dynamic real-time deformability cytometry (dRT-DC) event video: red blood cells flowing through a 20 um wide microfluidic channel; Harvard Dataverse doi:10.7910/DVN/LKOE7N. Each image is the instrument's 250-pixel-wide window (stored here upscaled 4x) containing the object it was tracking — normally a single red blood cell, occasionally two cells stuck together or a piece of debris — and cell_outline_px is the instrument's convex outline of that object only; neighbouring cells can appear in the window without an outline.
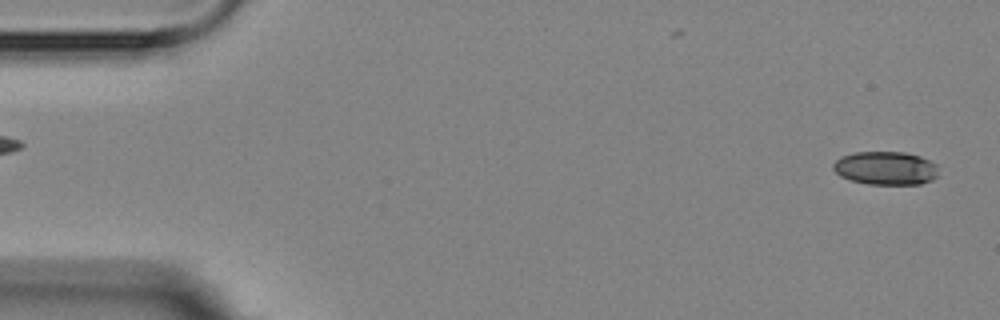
{"species": "Egyptian fruit bat (a non-hibernating species)", "species_latin": "Rousettus aegyptiacus", "temperature_condition": "room temperature", "stored_images_in_passage": 5, "camera_frame_rate_fps": 3000, "um_per_image_px": 0.085, "animal": {"sex": "female"}, "frame": {"image": 1, "passage_image": 1, "time_ms": 0.0, "image_size_px": [1000, 320], "cell_outline_px": [[940, 176], [932, 180], [920, 184], [868, 184], [852, 180], [840, 176], [832, 168], [832, 164], [840, 156], [856, 152], [904, 152], [920, 156], [936, 164]], "centroid_in_image_um": [75.3, 14.29], "position_along_channel_um": 9.7, "area_um2": 20.63}}
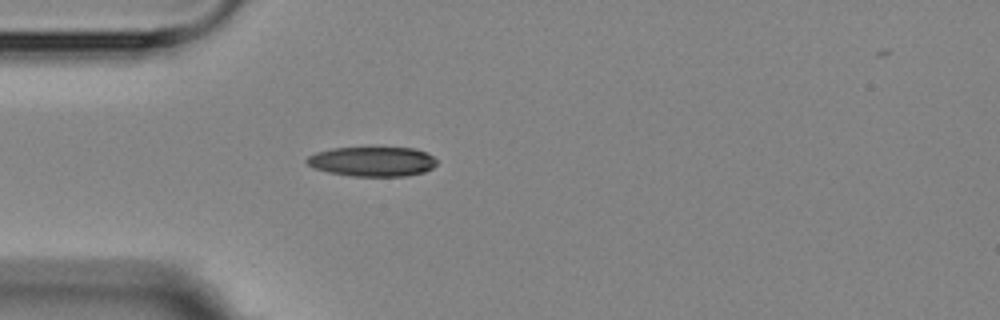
{"frame": {"image": 2, "passage_image": 5, "time_ms": 4.333, "image_size_px": [1000, 320], "cell_outline_px": [[436, 164], [432, 168], [424, 172], [408, 176], [352, 176], [328, 172], [312, 168], [304, 160], [308, 156], [316, 152], [332, 148], [416, 148], [432, 156], [436, 160]], "centroid_in_image_um": [31.62, 13.73], "position_along_channel_um": 53.4, "area_um2": 22.48}}